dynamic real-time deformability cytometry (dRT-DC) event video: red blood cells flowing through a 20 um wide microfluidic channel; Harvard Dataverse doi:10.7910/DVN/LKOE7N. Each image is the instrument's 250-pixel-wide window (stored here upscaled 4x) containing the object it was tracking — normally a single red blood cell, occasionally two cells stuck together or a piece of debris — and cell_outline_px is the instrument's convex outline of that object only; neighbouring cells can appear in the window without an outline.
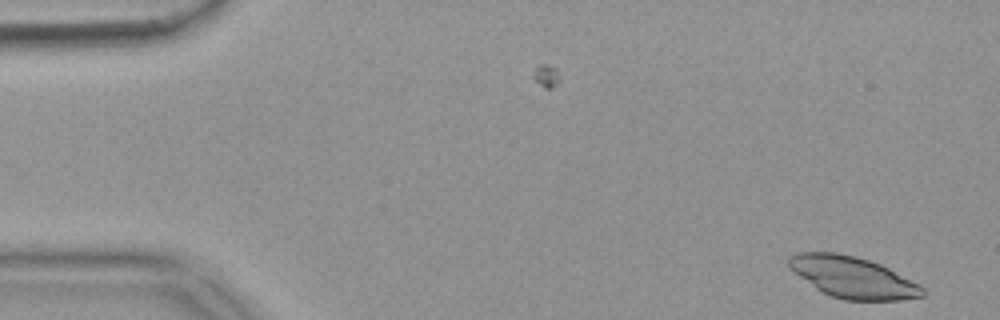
{"species": "common noctule bat (a hibernating species)", "species_latin": "Nyctalus noctula", "temperature_condition": "warm", "stored_images_in_passage": 54, "camera_frame_rate_fps": 3000, "um_per_image_px": 0.085, "animal": {"sex": "female", "body_mass_g": 18.4}, "frame": {"image": 1, "passage_image": 1, "time_ms": 0.0, "image_size_px": [1000, 320], "cell_outline_px": [[924, 296], [900, 300], [844, 300], [820, 292], [788, 268], [788, 256], [796, 252], [836, 252], [856, 256], [880, 264], [920, 284], [924, 288]], "centroid_in_image_um": [72.44, 23.56], "position_along_channel_um": 12.6, "area_um2": 32.37}}